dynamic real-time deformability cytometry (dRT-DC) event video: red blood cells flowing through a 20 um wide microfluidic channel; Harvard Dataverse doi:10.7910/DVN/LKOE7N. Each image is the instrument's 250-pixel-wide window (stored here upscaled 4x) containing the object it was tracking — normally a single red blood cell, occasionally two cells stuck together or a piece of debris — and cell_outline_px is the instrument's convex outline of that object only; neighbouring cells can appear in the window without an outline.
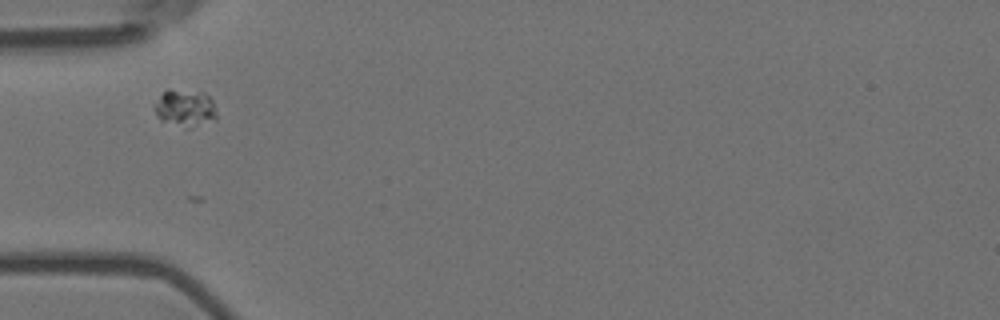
{"species": "Egyptian fruit bat (a non-hibernating species)", "species_latin": "Rousettus aegyptiacus", "temperature_condition": "room temperature", "stored_images_in_passage": 6, "camera_frame_rate_fps": 3000, "um_per_image_px": 0.085, "animal": {"sex": "female"}, "frame": {"image": 1, "passage_image": 2, "time_ms": 0.333, "image_size_px": [1000, 320], "cell_outline_px": [[216, 120], [188, 128], [184, 128], [160, 120], [156, 112], [156, 104], [160, 96], [168, 88], [204, 92], [212, 100], [216, 112]], "centroid_in_image_um": [15.76, 9.18], "position_along_channel_um": 69.2, "area_um2": 13.41}}
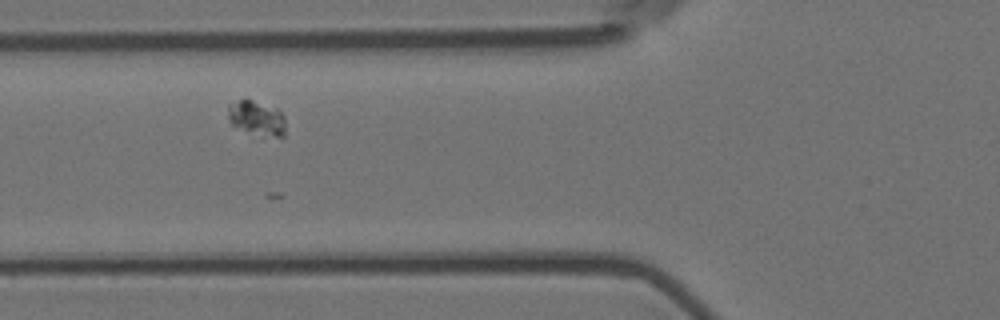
{"frame": {"image": 2, "passage_image": 3, "time_ms": 0.667, "image_size_px": [1000, 320], "cell_outline_px": [[284, 136], [276, 136], [244, 128], [232, 124], [228, 120], [228, 104], [240, 100], [252, 100], [276, 108], [284, 116]], "centroid_in_image_um": [21.81, 9.97], "position_along_channel_um": 104.0, "area_um2": 10.81}}